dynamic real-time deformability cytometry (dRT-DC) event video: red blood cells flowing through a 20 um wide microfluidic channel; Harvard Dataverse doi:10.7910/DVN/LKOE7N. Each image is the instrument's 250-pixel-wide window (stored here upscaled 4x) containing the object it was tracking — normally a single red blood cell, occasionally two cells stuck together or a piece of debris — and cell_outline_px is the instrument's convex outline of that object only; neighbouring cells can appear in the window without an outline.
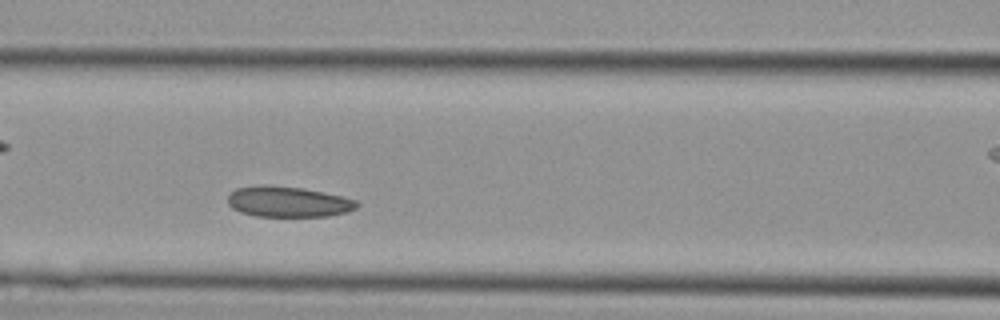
{"species": "Egyptian fruit bat (a non-hibernating species)", "species_latin": "Rousettus aegyptiacus", "temperature_condition": "cold", "stored_images_in_passage": 25, "camera_frame_rate_fps": 3000, "um_per_image_px": 0.085, "animal": {"sex": "female"}, "frame": {"image": 1, "passage_image": 6, "time_ms": 1.667, "image_size_px": [1000, 320], "cell_outline_px": [[360, 204], [356, 208], [348, 212], [328, 216], [256, 216], [240, 212], [232, 208], [228, 204], [228, 196], [236, 188], [304, 188], [324, 192], [356, 200]], "centroid_in_image_um": [24.57, 17.2], "position_along_channel_um": 142.0, "area_um2": 22.14}}
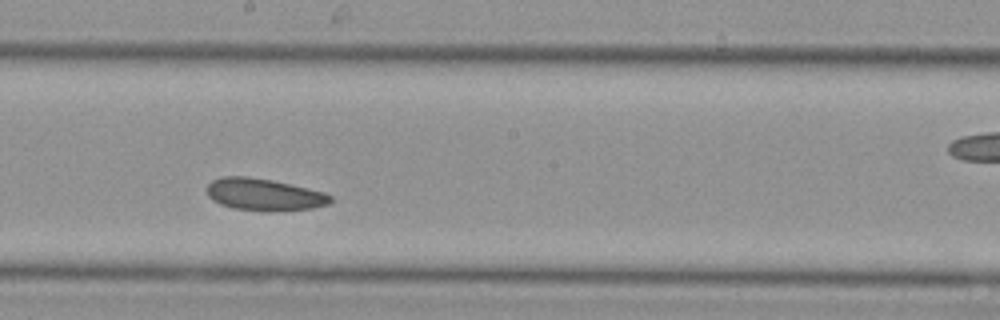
{"frame": {"image": 2, "passage_image": 11, "time_ms": 3.333, "image_size_px": [1000, 320], "cell_outline_px": [[332, 200], [328, 204], [312, 208], [268, 212], [232, 208], [220, 204], [212, 200], [208, 196], [208, 184], [212, 180], [224, 176], [248, 176], [272, 180], [324, 192], [332, 196]], "centroid_in_image_um": [22.43, 16.54], "position_along_channel_um": 225.8, "area_um2": 23.12}}
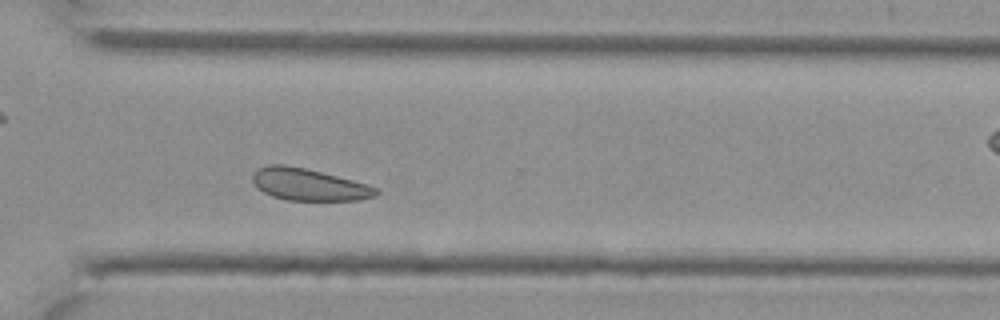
{"frame": {"image": 3, "passage_image": 18, "time_ms": 5.667, "image_size_px": [1000, 320], "cell_outline_px": [[380, 192], [376, 196], [356, 200], [284, 200], [272, 196], [256, 188], [252, 180], [252, 172], [256, 168], [268, 164], [284, 164], [304, 168], [352, 180], [376, 188]], "centroid_in_image_um": [26.16, 15.68], "position_along_channel_um": 344.4, "area_um2": 22.95}}